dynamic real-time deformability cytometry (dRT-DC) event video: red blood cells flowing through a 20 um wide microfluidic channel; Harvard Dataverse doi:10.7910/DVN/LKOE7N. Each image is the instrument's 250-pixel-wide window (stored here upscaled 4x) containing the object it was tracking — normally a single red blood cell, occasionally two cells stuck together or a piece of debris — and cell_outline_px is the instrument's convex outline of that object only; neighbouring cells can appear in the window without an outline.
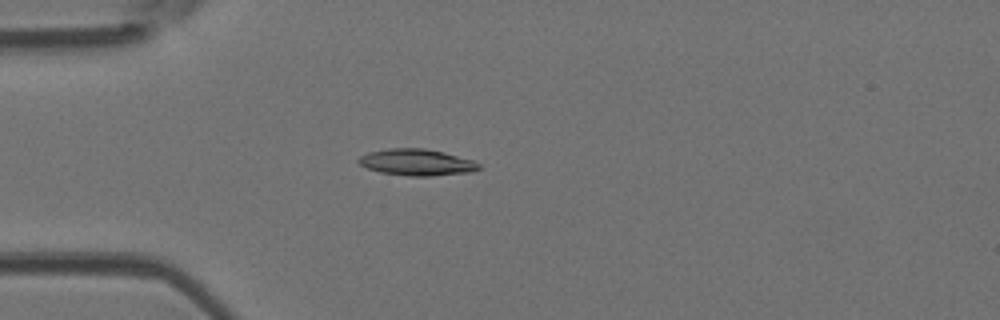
{"species": "Egyptian fruit bat (a non-hibernating species)", "species_latin": "Rousettus aegyptiacus", "temperature_condition": "room temperature", "stored_images_in_passage": 49, "camera_frame_rate_fps": 3000, "um_per_image_px": 0.085, "animal": {"sex": "female"}, "frame": {"image": 1, "passage_image": 14, "time_ms": 4.333, "image_size_px": [1000, 320], "cell_outline_px": [[480, 168], [472, 172], [432, 176], [408, 176], [380, 172], [368, 168], [360, 164], [356, 160], [360, 156], [368, 152], [388, 148], [424, 148], [444, 152], [472, 160], [480, 164]], "centroid_in_image_um": [35.41, 13.79], "position_along_channel_um": 49.6, "area_um2": 18.61}}
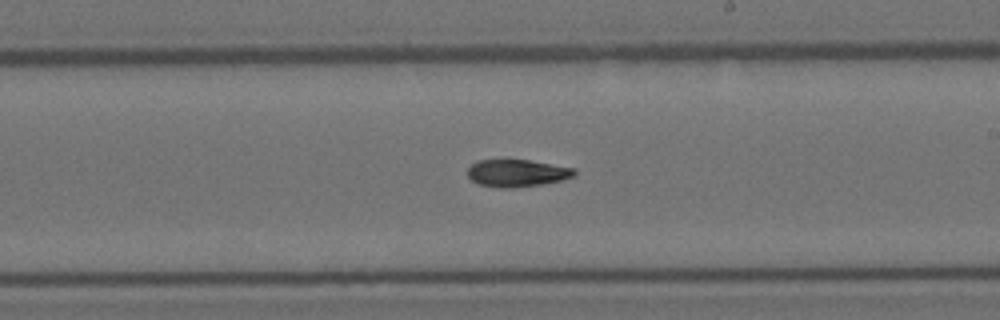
{"frame": {"image": 2, "passage_image": 29, "time_ms": 9.333, "image_size_px": [1000, 320], "cell_outline_px": [[576, 176], [560, 180], [540, 184], [512, 188], [496, 188], [480, 184], [472, 180], [468, 176], [468, 168], [476, 160], [528, 160], [576, 168]], "centroid_in_image_um": [43.95, 14.71], "position_along_channel_um": 245.1, "area_um2": 16.94}}
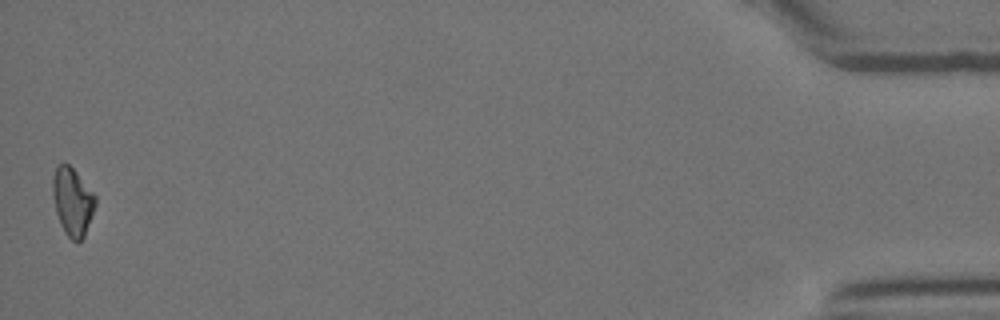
{"frame": {"image": 3, "passage_image": 49, "time_ms": 16.0, "image_size_px": [1000, 320], "cell_outline_px": [[96, 204], [84, 236], [80, 240], [72, 240], [64, 232], [60, 224], [56, 212], [52, 196], [52, 176], [56, 164], [64, 160], [76, 172], [96, 196]], "centroid_in_image_um": [6.13, 17.08], "position_along_channel_um": 429.1, "area_um2": 16.99}, "authors_computed_cell_mechanics": {"area_um2": 17.1666, "velocity_mm_per_s": 4.1619, "shape_relaxation_time_tau1_ms": 5.3987, "shape_relaxation_time_tau2_ms": 4.6049, "deformation_change_tau1": 0.1648, "deformation_change_tau2": 0.1106}}